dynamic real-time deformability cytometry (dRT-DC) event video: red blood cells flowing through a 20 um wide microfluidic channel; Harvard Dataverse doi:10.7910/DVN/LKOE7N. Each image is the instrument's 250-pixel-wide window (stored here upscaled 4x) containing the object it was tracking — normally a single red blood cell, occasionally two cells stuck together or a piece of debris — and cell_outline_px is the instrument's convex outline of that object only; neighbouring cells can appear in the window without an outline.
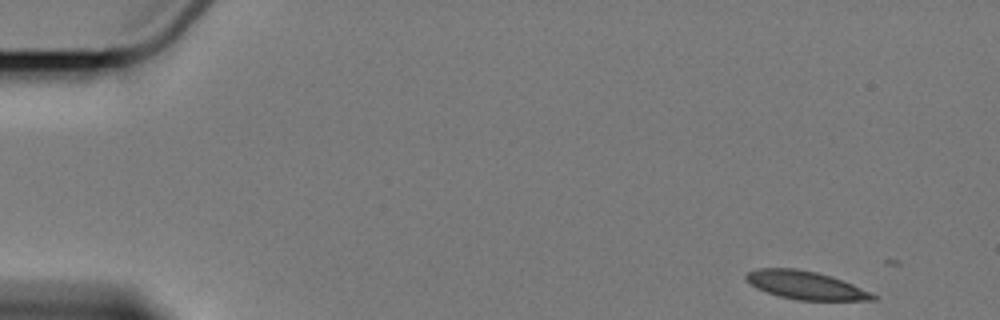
{"species": "Egyptian fruit bat (a non-hibernating species)", "species_latin": "Rousettus aegyptiacus", "temperature_condition": "cold", "stored_images_in_passage": 5, "camera_frame_rate_fps": 3000, "um_per_image_px": 0.085, "animal": {"sex": "female"}, "frame": {"image": 1, "passage_image": 1, "time_ms": 0.0, "image_size_px": [1000, 320], "cell_outline_px": [[876, 300], [796, 300], [780, 296], [756, 288], [744, 276], [748, 272], [756, 268], [796, 268], [816, 272], [852, 284], [876, 296]], "centroid_in_image_um": [68.42, 24.24], "position_along_channel_um": 16.6, "area_um2": 20.35}}
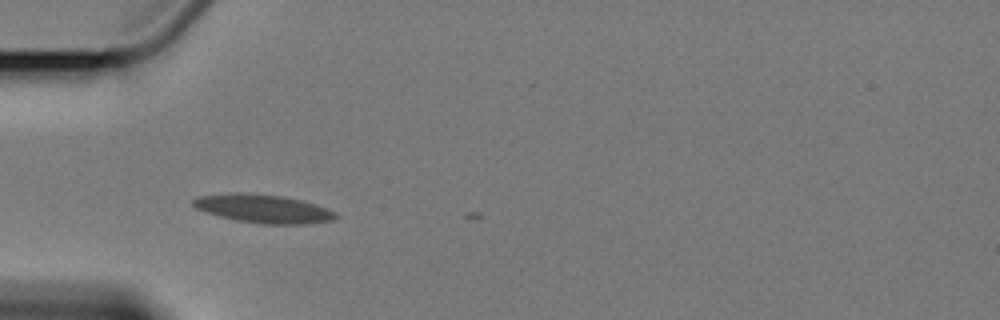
{"frame": {"image": 2, "passage_image": 4, "time_ms": 4.667, "image_size_px": [1000, 320], "cell_outline_px": [[340, 216], [332, 220], [308, 224], [264, 224], [236, 220], [204, 212], [196, 208], [192, 204], [192, 200], [200, 196], [232, 192], [244, 192], [280, 196], [300, 200], [336, 212]], "centroid_in_image_um": [22.35, 17.74], "position_along_channel_um": 62.7, "area_um2": 23.47}}